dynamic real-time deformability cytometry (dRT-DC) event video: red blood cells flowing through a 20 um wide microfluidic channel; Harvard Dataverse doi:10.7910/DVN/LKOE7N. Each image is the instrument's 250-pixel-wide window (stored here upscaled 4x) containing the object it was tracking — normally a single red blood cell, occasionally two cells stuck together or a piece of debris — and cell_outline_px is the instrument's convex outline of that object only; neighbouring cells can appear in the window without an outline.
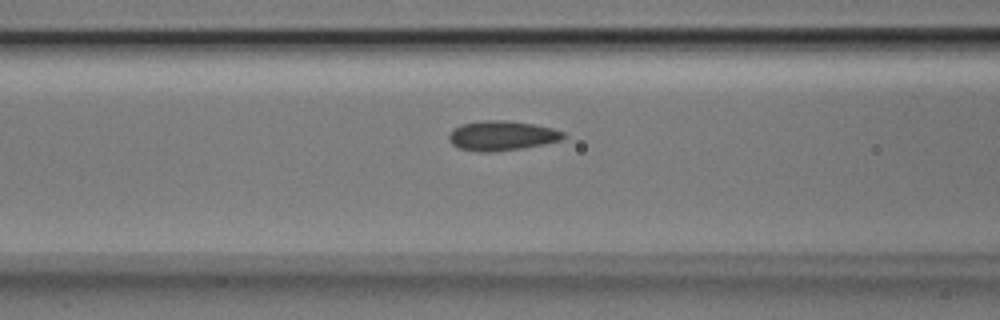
{"species": "Egyptian fruit bat (a non-hibernating species)", "species_latin": "Rousettus aegyptiacus", "temperature_condition": "room temperature", "stored_images_in_passage": 29, "camera_frame_rate_fps": 3000, "um_per_image_px": 0.085, "animal": {"sex": "male"}, "frame": {"image": 1, "passage_image": 5, "time_ms": 1.333, "image_size_px": [1000, 320], "cell_outline_px": [[568, 136], [560, 140], [544, 144], [524, 148], [496, 152], [476, 152], [460, 148], [452, 144], [448, 140], [448, 136], [452, 128], [460, 124], [480, 120], [504, 120], [532, 124], [552, 128], [564, 132]], "centroid_in_image_um": [42.62, 11.54], "position_along_channel_um": 124.0, "area_um2": 20.11}}
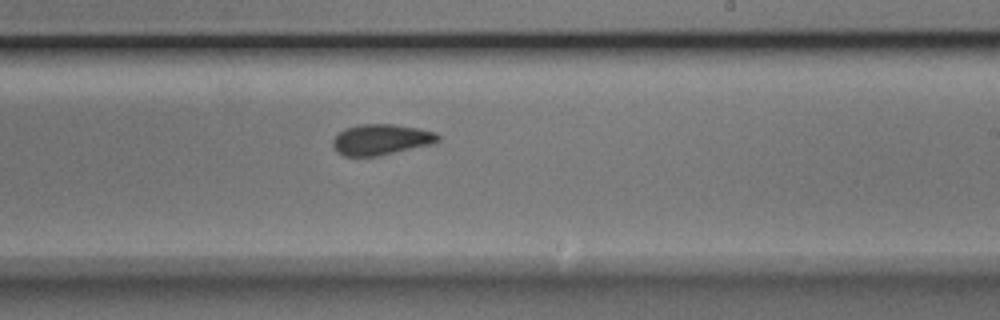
{"frame": {"image": 2, "passage_image": 15, "time_ms": 4.667, "image_size_px": [1000, 320], "cell_outline_px": [[440, 140], [436, 144], [376, 156], [344, 156], [336, 152], [332, 148], [332, 140], [344, 128], [360, 124], [392, 124], [420, 128], [436, 132], [440, 136]], "centroid_in_image_um": [32.42, 11.86], "position_along_channel_um": 256.6, "area_um2": 19.19}}
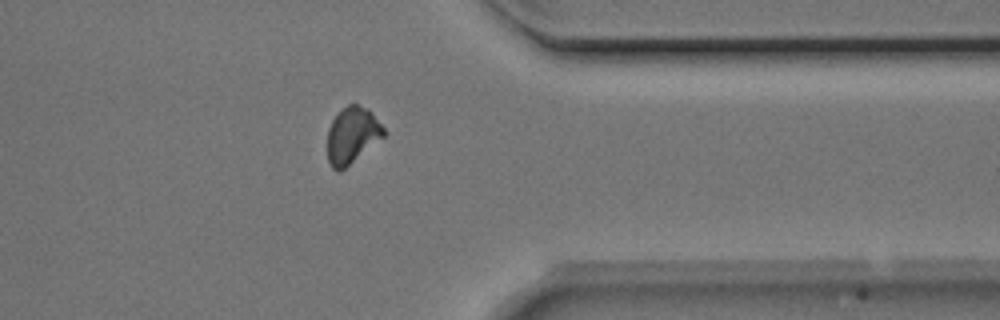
{"frame": {"image": 3, "passage_image": 25, "time_ms": 8.0, "image_size_px": [1000, 320], "cell_outline_px": [[384, 136], [340, 172], [336, 172], [332, 168], [328, 160], [328, 128], [332, 120], [348, 104], [356, 104], [368, 108], [372, 112], [384, 128]], "centroid_in_image_um": [29.92, 11.51], "position_along_channel_um": 381.5, "area_um2": 18.26}, "authors_computed_cell_mechanics": {"area_um2": 19.1896, "velocity_mm_per_s": 3.9858, "shape_relaxation_time_tau1_ms": 6.4638, "shape_relaxation_time_tau2_ms": 1.7539, "deformation_change_tau1": 0.1167, "deformation_change_tau2": 0.0582}}